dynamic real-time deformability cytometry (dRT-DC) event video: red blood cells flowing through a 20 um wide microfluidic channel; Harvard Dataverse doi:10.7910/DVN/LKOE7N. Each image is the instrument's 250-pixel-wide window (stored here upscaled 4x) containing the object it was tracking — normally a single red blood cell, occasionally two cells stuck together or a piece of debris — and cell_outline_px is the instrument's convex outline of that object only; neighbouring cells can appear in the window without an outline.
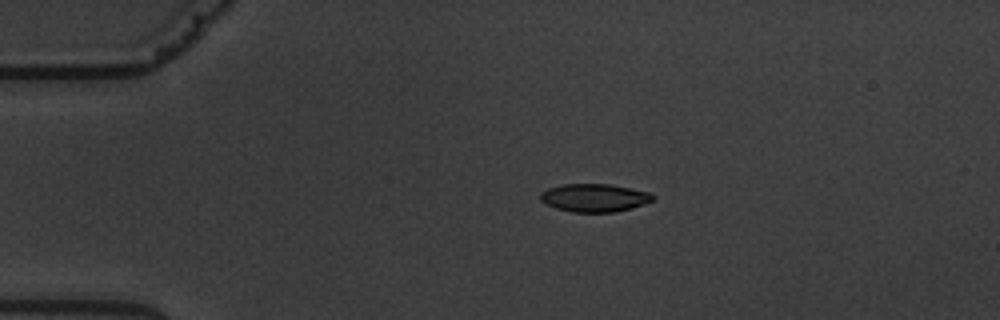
{"species": "common noctule bat (a hibernating species)", "species_latin": "Nyctalus noctula", "temperature_condition": "warm", "stored_images_in_passage": 12, "camera_frame_rate_fps": 3000, "um_per_image_px": 0.085, "animal": {"sex": "male", "body_mass_g": 19.5, "forearm_length_mm": 54.6}, "frame": {"image": 1, "passage_image": 3, "time_ms": 3.333, "image_size_px": [1000, 320], "cell_outline_px": [[656, 196], [652, 200], [644, 204], [632, 208], [616, 212], [572, 212], [556, 208], [540, 200], [540, 192], [548, 188], [564, 184], [608, 184], [652, 192]], "centroid_in_image_um": [50.55, 16.81], "position_along_channel_um": 34.4, "area_um2": 18.44}}
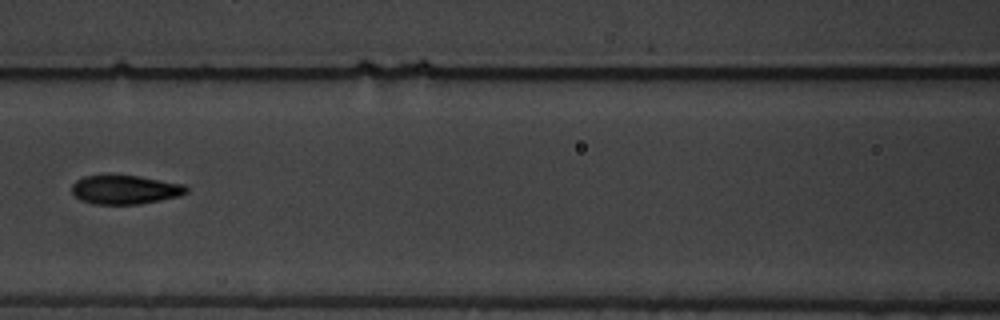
{"frame": {"image": 2, "passage_image": 7, "time_ms": 8.0, "image_size_px": [1000, 320], "cell_outline_px": [[188, 192], [180, 196], [140, 204], [92, 204], [80, 200], [72, 192], [72, 184], [76, 180], [84, 176], [104, 172], [140, 176], [184, 184], [188, 188]], "centroid_in_image_um": [10.59, 16.08], "position_along_channel_um": 156.0, "area_um2": 20.06}}
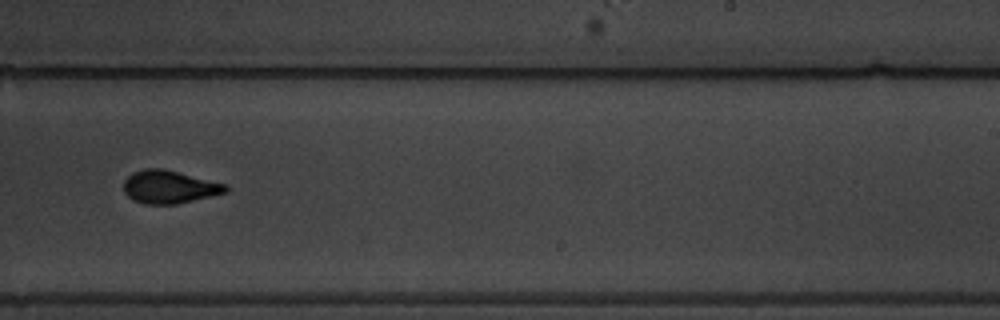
{"frame": {"image": 3, "passage_image": 10, "time_ms": 11.333, "image_size_px": [1000, 320], "cell_outline_px": [[228, 192], [176, 204], [144, 204], [128, 196], [124, 192], [124, 180], [132, 172], [144, 168], [164, 168], [228, 184]], "centroid_in_image_um": [14.41, 15.87], "position_along_channel_um": 274.6, "area_um2": 19.71}}